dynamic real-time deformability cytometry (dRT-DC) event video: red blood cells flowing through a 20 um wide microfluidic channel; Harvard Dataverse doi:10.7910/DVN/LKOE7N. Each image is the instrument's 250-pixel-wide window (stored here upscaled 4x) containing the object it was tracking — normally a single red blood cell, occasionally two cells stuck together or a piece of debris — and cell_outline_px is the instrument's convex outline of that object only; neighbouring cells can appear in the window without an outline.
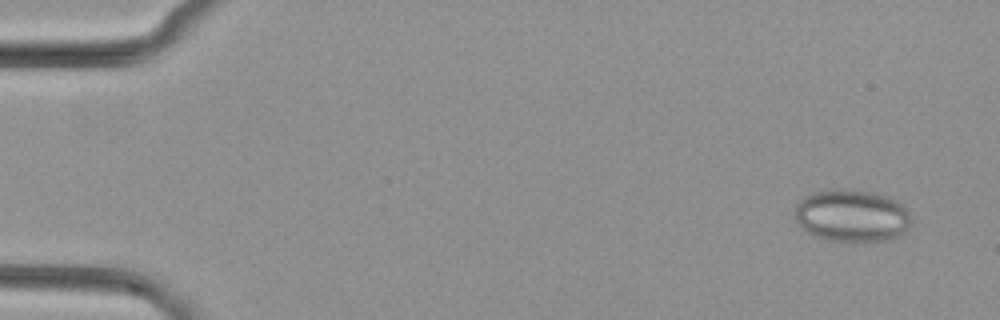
{"species": "common noctule bat (a hibernating species)", "species_latin": "Nyctalus noctula", "temperature_condition": "cold", "stored_images_in_passage": 8, "camera_frame_rate_fps": 3000, "um_per_image_px": 0.085, "animal": {"sex": "female", "body_mass_g": 29.2, "forearm_length_mm": 56.3}, "frame": {"image": 1, "passage_image": 1, "time_ms": 0.0, "image_size_px": [1000, 320], "cell_outline_px": [[912, 224], [904, 232], [892, 240], [828, 240], [816, 236], [808, 232], [796, 220], [796, 204], [804, 196], [812, 192], [832, 188], [848, 188], [872, 192], [888, 196], [896, 200], [908, 208], [912, 220]], "centroid_in_image_um": [72.45, 18.29], "position_along_channel_um": 12.5, "area_um2": 35.72}}
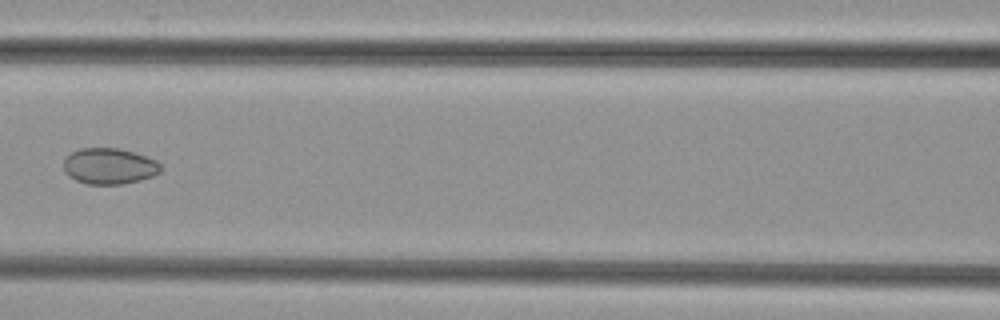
{"frame": {"image": 2, "passage_image": 7, "time_ms": 2.0, "image_size_px": [1000, 320], "cell_outline_px": [[160, 172], [152, 176], [140, 180], [124, 184], [84, 184], [68, 176], [64, 172], [64, 160], [72, 152], [80, 148], [120, 148], [136, 152], [156, 160], [160, 164]], "centroid_in_image_um": [9.28, 14.12], "position_along_channel_um": 157.3, "area_um2": 20.52}}
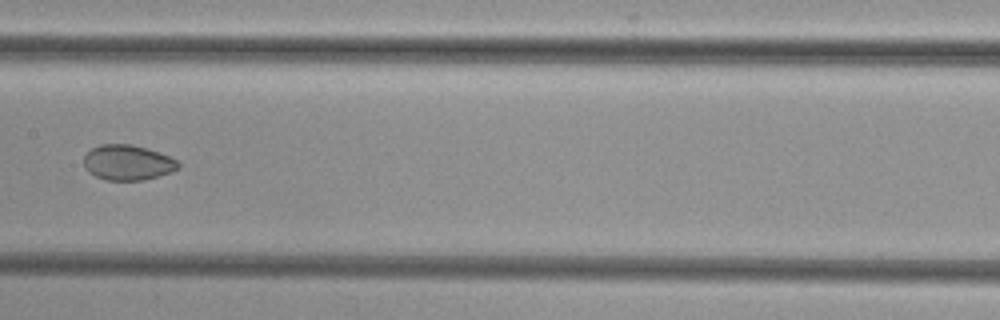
{"frame": {"image": 3, "passage_image": 8, "time_ms": 2.333, "image_size_px": [1000, 320], "cell_outline_px": [[180, 168], [172, 172], [144, 180], [104, 180], [88, 172], [84, 168], [84, 156], [92, 148], [100, 144], [132, 144], [148, 148], [168, 156], [176, 160], [180, 164]], "centroid_in_image_um": [10.85, 13.82], "position_along_channel_um": 196.6, "area_um2": 19.54}}